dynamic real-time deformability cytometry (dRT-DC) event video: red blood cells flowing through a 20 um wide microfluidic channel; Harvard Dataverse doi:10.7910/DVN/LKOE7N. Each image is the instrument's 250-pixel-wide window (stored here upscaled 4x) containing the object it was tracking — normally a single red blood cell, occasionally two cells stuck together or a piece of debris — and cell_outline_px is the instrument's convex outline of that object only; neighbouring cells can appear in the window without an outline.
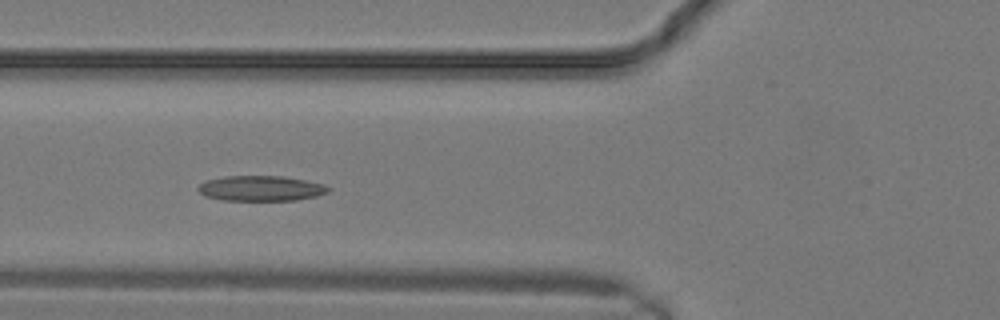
{"species": "common noctule bat (a hibernating species)", "species_latin": "Nyctalus noctula", "temperature_condition": "warm", "stored_images_in_passage": 14, "camera_frame_rate_fps": 3000, "um_per_image_px": 0.085, "animal": {"sex": "male", "body_mass_g": 19.2, "forearm_length_mm": 51.8}, "frame": {"image": 1, "passage_image": 8, "time_ms": 2.333, "image_size_px": [1000, 320], "cell_outline_px": [[332, 188], [328, 192], [316, 196], [296, 200], [224, 200], [204, 196], [196, 188], [204, 180], [224, 176], [284, 176], [324, 184]], "centroid_in_image_um": [22.16, 16.0], "position_along_channel_um": 103.6, "area_um2": 19.25}}
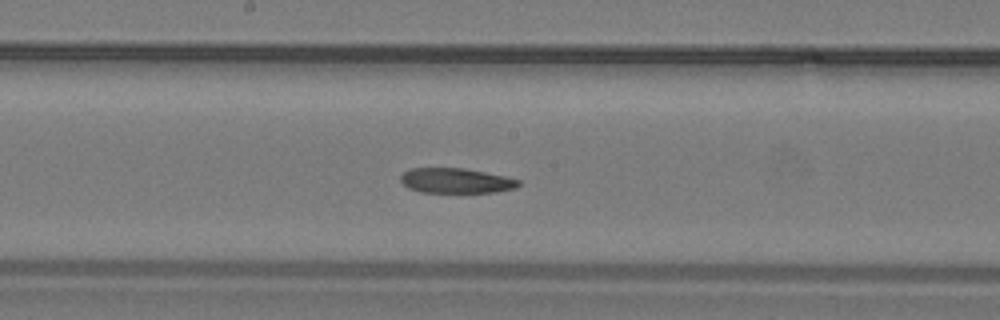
{"frame": {"image": 2, "passage_image": 12, "time_ms": 3.667, "image_size_px": [1000, 320], "cell_outline_px": [[520, 184], [516, 188], [496, 192], [420, 192], [408, 188], [400, 180], [400, 176], [408, 168], [464, 168], [504, 176], [520, 180]], "centroid_in_image_um": [38.74, 15.35], "position_along_channel_um": 209.5, "area_um2": 17.17}}
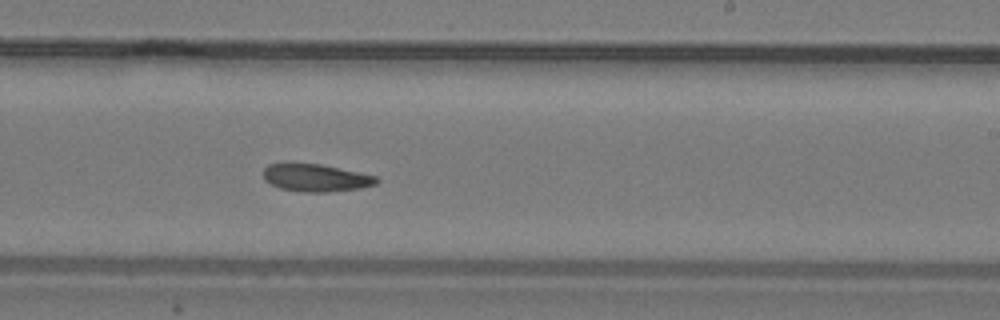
{"frame": {"image": 3, "passage_image": 14, "time_ms": 4.333, "image_size_px": [1000, 320], "cell_outline_px": [[380, 180], [376, 184], [360, 188], [328, 192], [300, 192], [280, 188], [264, 180], [264, 168], [268, 164], [320, 164], [376, 176]], "centroid_in_image_um": [26.85, 15.13], "position_along_channel_um": 262.1, "area_um2": 17.92}}